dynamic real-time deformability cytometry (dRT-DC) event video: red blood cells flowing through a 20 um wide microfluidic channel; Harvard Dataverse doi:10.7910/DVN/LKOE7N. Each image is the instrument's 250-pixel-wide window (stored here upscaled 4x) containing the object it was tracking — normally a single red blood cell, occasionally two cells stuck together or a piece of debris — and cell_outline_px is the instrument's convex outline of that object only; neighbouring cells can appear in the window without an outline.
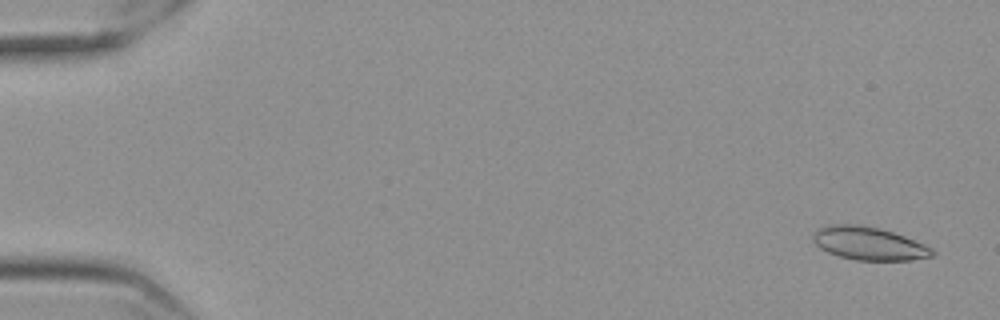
{"species": "Egyptian fruit bat (a non-hibernating species)", "species_latin": "Rousettus aegyptiacus", "temperature_condition": "cold", "stored_images_in_passage": 58, "camera_frame_rate_fps": 3000, "um_per_image_px": 0.085, "frame": {"image": 1, "passage_image": 3, "time_ms": 0.667, "image_size_px": [1000, 320], "cell_outline_px": [[936, 252], [932, 256], [912, 260], [856, 260], [840, 256], [828, 252], [820, 248], [812, 240], [812, 232], [820, 228], [832, 224], [860, 224], [892, 232], [904, 236], [924, 244], [932, 248]], "centroid_in_image_um": [73.84, 20.69], "position_along_channel_um": 11.2, "area_um2": 22.89}}
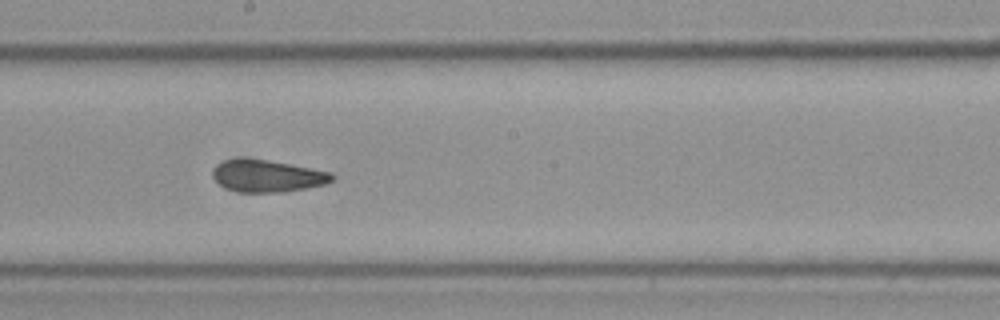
{"frame": {"image": 2, "passage_image": 33, "time_ms": 10.667, "image_size_px": [1000, 320], "cell_outline_px": [[336, 176], [332, 180], [324, 184], [284, 192], [240, 192], [224, 188], [212, 176], [212, 172], [216, 164], [224, 160], [268, 160], [312, 168], [332, 172]], "centroid_in_image_um": [22.74, 14.97], "position_along_channel_um": 225.5, "area_um2": 21.96}}
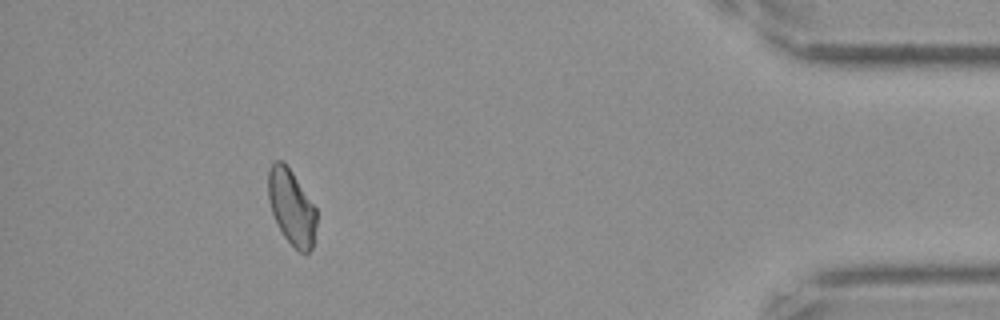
{"frame": {"image": 3, "passage_image": 53, "time_ms": 17.333, "image_size_px": [1000, 320], "cell_outline_px": [[316, 224], [312, 248], [308, 252], [300, 252], [284, 236], [272, 212], [268, 200], [268, 172], [272, 164], [276, 160], [280, 160], [292, 172], [316, 208]], "centroid_in_image_um": [24.78, 17.6], "position_along_channel_um": 410.4, "area_um2": 20.69}, "authors_computed_cell_mechanics": {"area_um2": 22.1085, "velocity_mm_per_s": 3.5518, "shape_relaxation_time_tau1_ms": null, "shape_relaxation_time_tau2_ms": 2.1754, "deformation_change_tau1": null, "deformation_change_tau2": 0.0749}}